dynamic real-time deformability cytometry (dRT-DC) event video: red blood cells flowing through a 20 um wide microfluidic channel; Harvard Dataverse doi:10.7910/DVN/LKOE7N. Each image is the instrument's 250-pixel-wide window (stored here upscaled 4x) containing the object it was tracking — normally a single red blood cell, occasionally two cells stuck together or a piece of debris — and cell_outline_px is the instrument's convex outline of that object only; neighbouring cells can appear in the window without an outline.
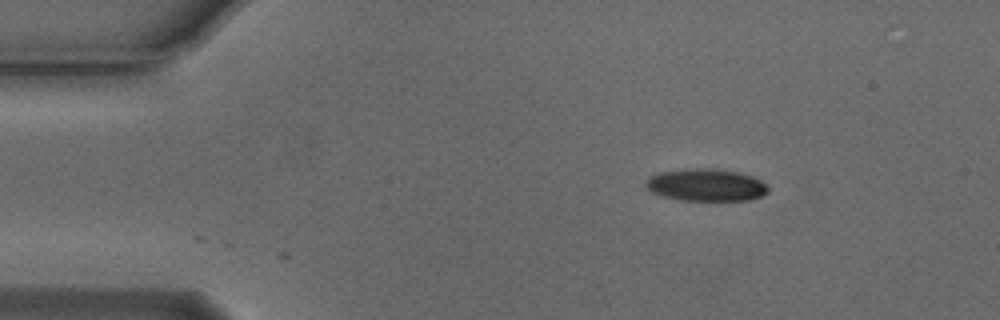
{"species": "Egyptian fruit bat (a non-hibernating species)", "species_latin": "Rousettus aegyptiacus", "temperature_condition": "cold", "stored_images_in_passage": 35, "camera_frame_rate_fps": 3000, "um_per_image_px": 0.085, "animal": {"sex": "male"}, "frame": {"image": 1, "passage_image": 1, "time_ms": 0.0, "image_size_px": [1000, 320], "cell_outline_px": [[768, 192], [764, 196], [748, 200], [680, 200], [664, 196], [652, 192], [644, 184], [652, 176], [660, 172], [692, 168], [712, 168], [740, 172], [752, 176], [760, 180], [768, 188]], "centroid_in_image_um": [60.05, 15.72], "position_along_channel_um": 24.9, "area_um2": 22.89}}
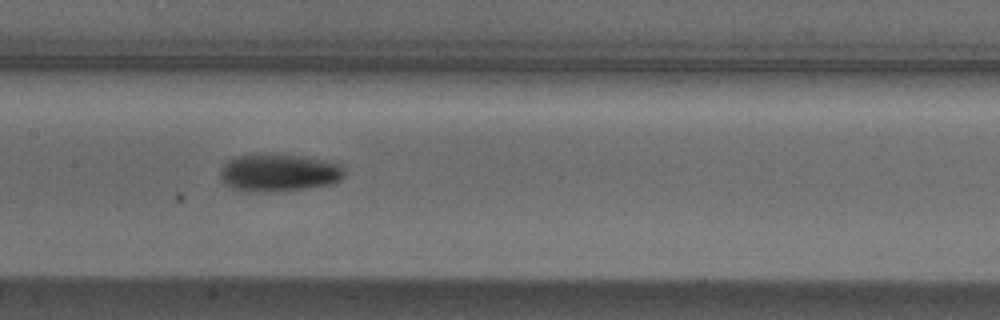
{"frame": {"image": 2, "passage_image": 19, "time_ms": 6.0, "image_size_px": [1000, 320], "cell_outline_px": [[344, 176], [340, 180], [332, 184], [304, 188], [264, 192], [232, 188], [224, 184], [220, 176], [220, 168], [228, 160], [236, 156], [300, 156], [340, 160], [344, 168]], "centroid_in_image_um": [23.8, 14.68], "position_along_channel_um": 183.6, "area_um2": 26.93}}
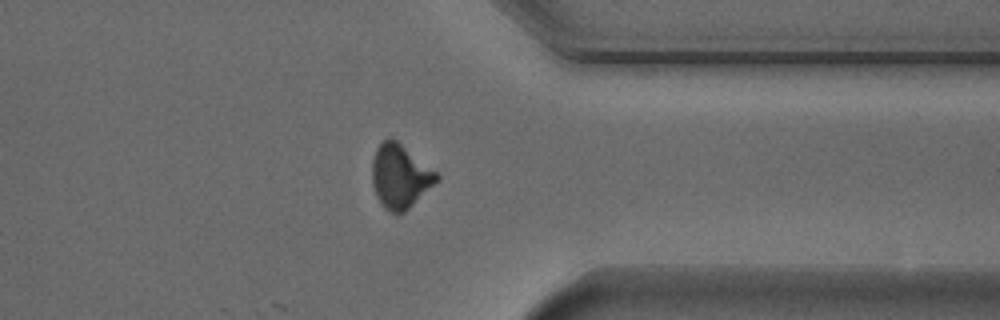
{"frame": {"image": 3, "passage_image": 35, "time_ms": 11.333, "image_size_px": [1000, 320], "cell_outline_px": [[440, 180], [404, 212], [396, 216], [388, 212], [380, 204], [376, 196], [372, 184], [372, 160], [376, 148], [388, 136], [396, 140], [436, 172], [440, 176]], "centroid_in_image_um": [33.98, 15.02], "position_along_channel_um": 377.4, "area_um2": 24.16}, "authors_computed_cell_mechanics": {"area_um2": 25.3742, "velocity_mm_per_s": 3.7687, "shape_relaxation_time_tau1_ms": 3.2316, "shape_relaxation_time_tau2_ms": null, "deformation_change_tau1": 0.1134, "deformation_change_tau2": null}}